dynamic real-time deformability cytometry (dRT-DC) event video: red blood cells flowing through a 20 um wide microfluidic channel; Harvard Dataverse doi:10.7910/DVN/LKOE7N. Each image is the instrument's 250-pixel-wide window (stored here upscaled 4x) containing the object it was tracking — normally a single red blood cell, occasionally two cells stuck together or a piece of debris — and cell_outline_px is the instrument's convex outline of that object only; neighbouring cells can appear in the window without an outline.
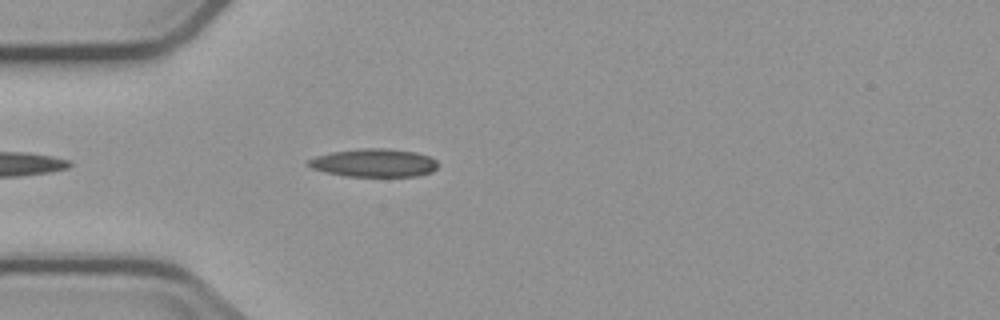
{"species": "common noctule bat (a hibernating species)", "species_latin": "Nyctalus noctula", "temperature_condition": "cold", "stored_images_in_passage": 4, "camera_frame_rate_fps": 3000, "um_per_image_px": 0.085, "animal": {"sex": "male", "body_mass_g": 23.1, "forearm_length_mm": 52.7}, "frame": {"image": 1, "passage_image": 4, "time_ms": 3.667, "image_size_px": [1000, 320], "cell_outline_px": [[440, 164], [432, 172], [416, 176], [344, 176], [312, 168], [308, 164], [308, 160], [316, 156], [332, 152], [364, 148], [388, 148], [416, 152], [428, 156], [436, 160]], "centroid_in_image_um": [31.84, 13.84], "position_along_channel_um": 53.2, "area_um2": 21.15}}